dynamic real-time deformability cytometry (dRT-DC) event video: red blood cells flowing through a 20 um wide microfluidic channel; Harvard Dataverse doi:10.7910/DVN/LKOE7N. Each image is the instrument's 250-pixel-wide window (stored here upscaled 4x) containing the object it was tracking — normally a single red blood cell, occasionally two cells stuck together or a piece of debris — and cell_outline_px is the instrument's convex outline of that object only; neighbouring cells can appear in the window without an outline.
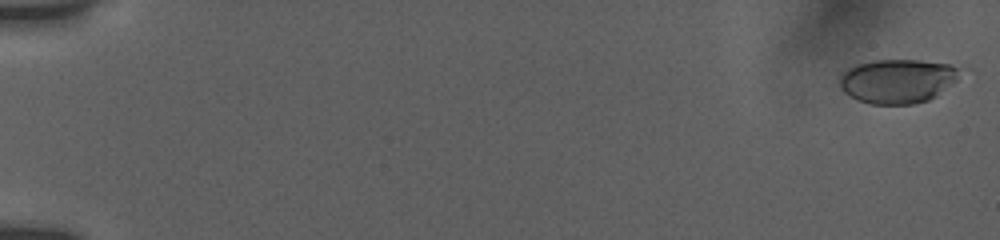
{"species": "human", "species_latin": "Homo sapiens", "temperature_condition": "room temperature", "stored_images_in_passage": 56, "camera_frame_rate_fps": 3000, "um_per_image_px": 0.085, "donor": {"sex": "female"}, "frame": {"image": 1, "passage_image": 2, "time_ms": 0.333, "image_size_px": [1000, 240], "cell_outline_px": [[972, 68], [936, 96], [928, 100], [912, 104], [872, 104], [860, 100], [844, 92], [840, 88], [840, 72], [848, 68], [860, 64], [876, 60], [920, 60], [948, 64]], "centroid_in_image_um": [76.41, 6.86], "position_along_channel_um": 8.6, "area_um2": 31.39}}
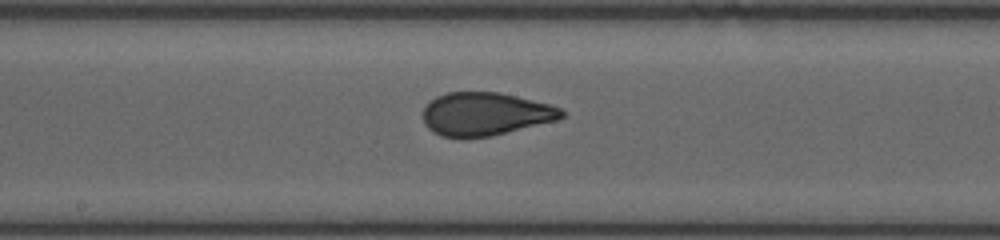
{"frame": {"image": 2, "passage_image": 32, "time_ms": 10.333, "image_size_px": [1000, 240], "cell_outline_px": [[564, 116], [556, 120], [492, 136], [440, 136], [432, 132], [424, 124], [424, 108], [436, 96], [448, 92], [500, 92], [548, 104], [560, 108], [564, 112]], "centroid_in_image_um": [41.24, 9.68], "position_along_channel_um": 207.0, "area_um2": 34.33}}
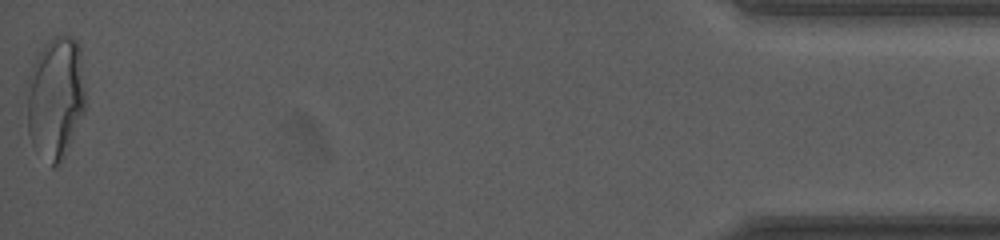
{"frame": {"image": 3, "passage_image": 56, "time_ms": 18.333, "image_size_px": [1000, 240], "cell_outline_px": [[84, 112], [64, 156], [60, 164], [52, 168], [32, 144], [28, 132], [28, 76], [32, 64], [36, 56], [44, 44], [52, 36], [72, 36], [80, 44], [84, 88]], "centroid_in_image_um": [4.72, 8.28], "position_along_channel_um": 430.5, "area_um2": 41.73}, "authors_computed_cell_mechanics": {"area_um2": 34.7956, "velocity_mm_per_s": 3.8512, "shape_relaxation_time_tau1_ms": 5.9434, "shape_relaxation_time_tau2_ms": null, "deformation_change_tau1": 0.1762, "deformation_change_tau2": null}}